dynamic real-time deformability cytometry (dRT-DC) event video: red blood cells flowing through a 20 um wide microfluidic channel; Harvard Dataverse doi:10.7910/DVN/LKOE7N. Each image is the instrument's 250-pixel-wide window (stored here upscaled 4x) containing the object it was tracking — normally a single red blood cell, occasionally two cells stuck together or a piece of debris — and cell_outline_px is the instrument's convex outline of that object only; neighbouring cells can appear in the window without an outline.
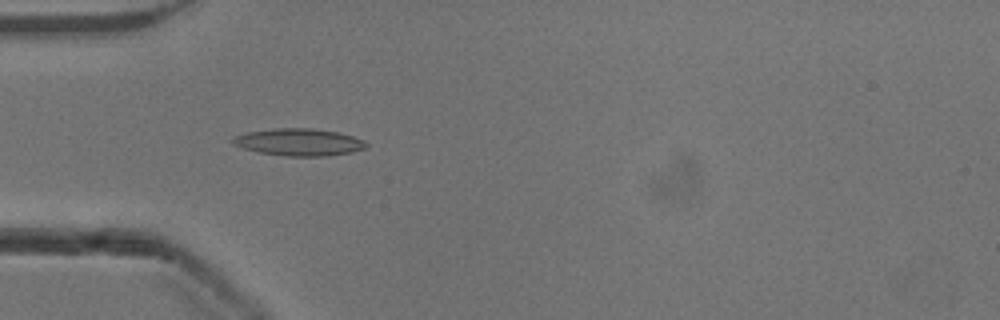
{"species": "common noctule bat (a hibernating species)", "species_latin": "Nyctalus noctula", "temperature_condition": "cold", "stored_images_in_passage": 29, "camera_frame_rate_fps": 3000, "um_per_image_px": 0.085, "animal": {"sex": "male", "body_mass_g": 13.3}, "frame": {"image": 1, "passage_image": 16, "time_ms": 5.0, "image_size_px": [1000, 320], "cell_outline_px": [[368, 148], [352, 152], [328, 156], [288, 156], [260, 152], [244, 148], [232, 144], [232, 140], [236, 136], [244, 132], [272, 128], [312, 128], [340, 132], [364, 140], [368, 144]], "centroid_in_image_um": [25.45, 12.07], "position_along_channel_um": 59.5, "area_um2": 21.27}}
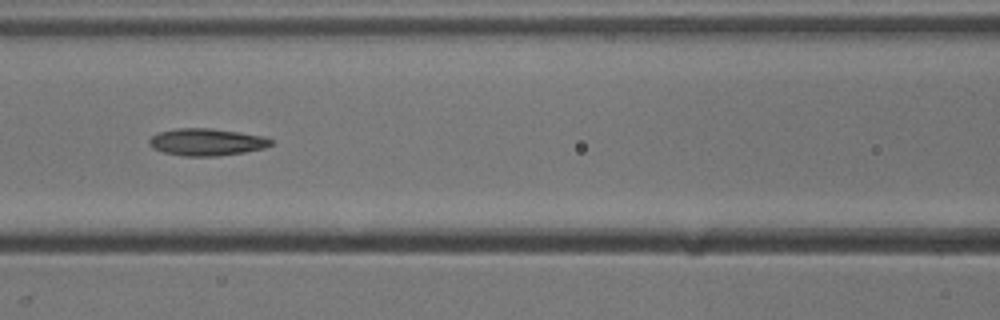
{"frame": {"image": 2, "passage_image": 23, "time_ms": 7.333, "image_size_px": [1000, 320], "cell_outline_px": [[272, 144], [264, 148], [244, 152], [220, 156], [184, 156], [164, 152], [152, 148], [148, 144], [148, 140], [152, 136], [160, 132], [176, 128], [212, 128], [240, 132], [264, 136], [272, 140]], "centroid_in_image_um": [17.56, 12.07], "position_along_channel_um": 149.0, "area_um2": 19.31}}
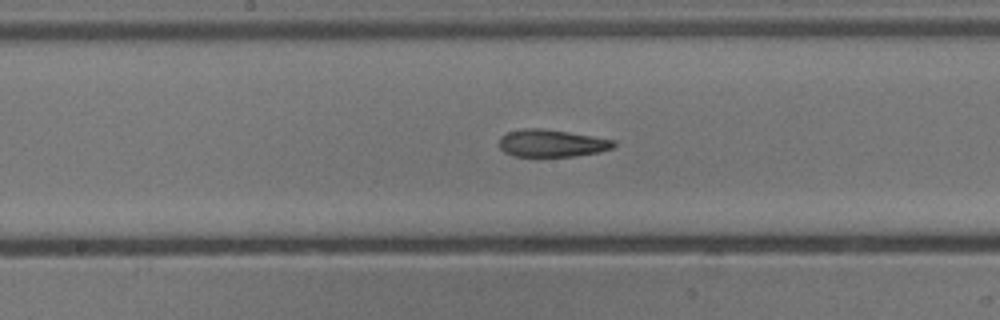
{"frame": {"image": 3, "passage_image": 27, "time_ms": 8.667, "image_size_px": [1000, 320], "cell_outline_px": [[616, 144], [612, 148], [600, 152], [576, 156], [512, 156], [504, 152], [500, 148], [500, 136], [508, 132], [524, 128], [544, 128], [616, 140]], "centroid_in_image_um": [46.9, 12.17], "position_along_channel_um": 201.3, "area_um2": 18.32}}